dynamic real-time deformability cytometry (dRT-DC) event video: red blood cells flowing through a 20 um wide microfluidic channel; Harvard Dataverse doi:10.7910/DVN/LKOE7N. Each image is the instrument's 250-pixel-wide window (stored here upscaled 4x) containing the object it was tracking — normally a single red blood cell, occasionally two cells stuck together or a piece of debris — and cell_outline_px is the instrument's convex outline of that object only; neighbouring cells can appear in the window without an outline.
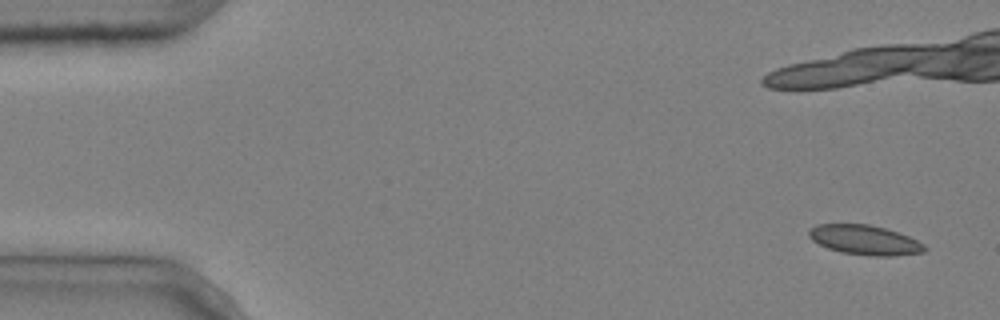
{"species": "common noctule bat (a hibernating species)", "species_latin": "Nyctalus noctula", "temperature_condition": "cold", "stored_images_in_passage": 6, "camera_frame_rate_fps": 3000, "um_per_image_px": 0.085, "animal": {"sex": "male", "body_mass_g": 20.4}, "frame": {"image": 1, "passage_image": 1, "time_ms": 0.0, "image_size_px": [1000, 320], "cell_outline_px": [[928, 248], [924, 252], [892, 256], [876, 256], [840, 252], [828, 248], [812, 240], [808, 236], [808, 232], [816, 224], [868, 224], [884, 228], [908, 236], [924, 244]], "centroid_in_image_um": [73.5, 20.4], "position_along_channel_um": 11.5, "area_um2": 19.83}}